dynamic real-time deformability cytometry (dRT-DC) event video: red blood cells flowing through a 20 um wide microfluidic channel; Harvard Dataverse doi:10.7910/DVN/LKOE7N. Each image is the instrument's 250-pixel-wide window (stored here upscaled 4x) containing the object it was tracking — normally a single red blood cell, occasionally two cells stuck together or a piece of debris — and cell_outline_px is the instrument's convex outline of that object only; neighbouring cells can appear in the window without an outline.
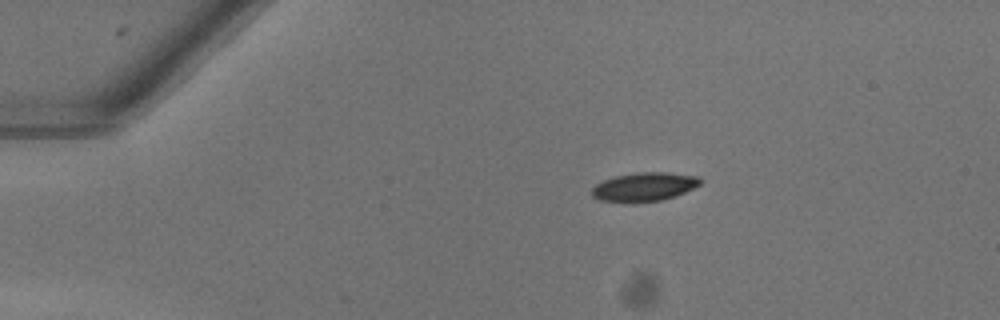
{"species": "common noctule bat (a hibernating species)", "species_latin": "Nyctalus noctula", "temperature_condition": "warm", "stored_images_in_passage": 43, "camera_frame_rate_fps": 3000, "um_per_image_px": 0.085, "animal": {"sex": "female"}, "frame": {"image": 1, "passage_image": 1, "time_ms": 0.0, "image_size_px": [1000, 320], "cell_outline_px": [[700, 184], [676, 196], [660, 200], [632, 204], [600, 200], [592, 196], [592, 188], [596, 184], [604, 180], [616, 176], [640, 172], [664, 172], [700, 176]], "centroid_in_image_um": [54.74, 15.9], "position_along_channel_um": 30.3, "area_um2": 18.26}}
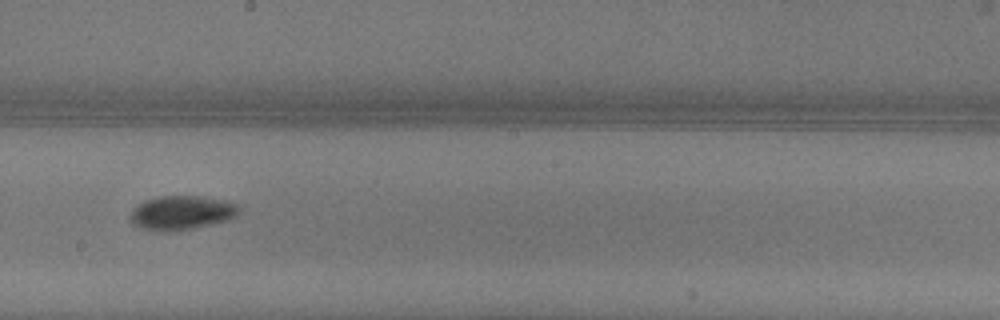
{"frame": {"image": 2, "passage_image": 21, "time_ms": 6.667, "image_size_px": [1000, 320], "cell_outline_px": [[240, 208], [236, 216], [228, 220], [192, 228], [168, 232], [140, 228], [132, 224], [128, 220], [128, 216], [132, 208], [144, 200], [160, 196], [200, 196], [224, 200], [240, 204]], "centroid_in_image_um": [15.39, 18.08], "position_along_channel_um": 232.8, "area_um2": 21.85}}
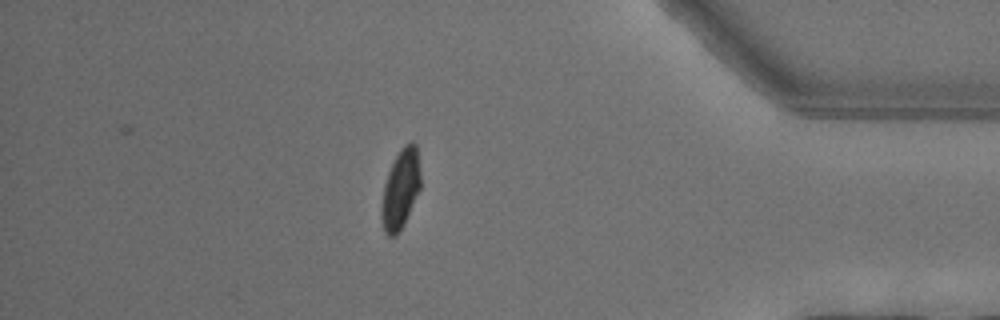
{"frame": {"image": 3, "passage_image": 36, "time_ms": 11.667, "image_size_px": [1000, 320], "cell_outline_px": [[420, 188], [404, 224], [400, 232], [396, 236], [388, 236], [384, 232], [380, 220], [380, 204], [384, 184], [388, 172], [400, 148], [404, 144], [412, 140], [416, 144], [420, 172]], "centroid_in_image_um": [34.01, 16.11], "position_along_channel_um": 401.2, "area_um2": 18.38}, "authors_computed_cell_mechanics": {"area_um2": 19.074, "velocity_mm_per_s": 4.0635, "shape_relaxation_time_tau1_ms": 2.8592, "shape_relaxation_time_tau2_ms": 3.857, "deformation_change_tau1": 0.1482, "deformation_change_tau2": 0.0722}}